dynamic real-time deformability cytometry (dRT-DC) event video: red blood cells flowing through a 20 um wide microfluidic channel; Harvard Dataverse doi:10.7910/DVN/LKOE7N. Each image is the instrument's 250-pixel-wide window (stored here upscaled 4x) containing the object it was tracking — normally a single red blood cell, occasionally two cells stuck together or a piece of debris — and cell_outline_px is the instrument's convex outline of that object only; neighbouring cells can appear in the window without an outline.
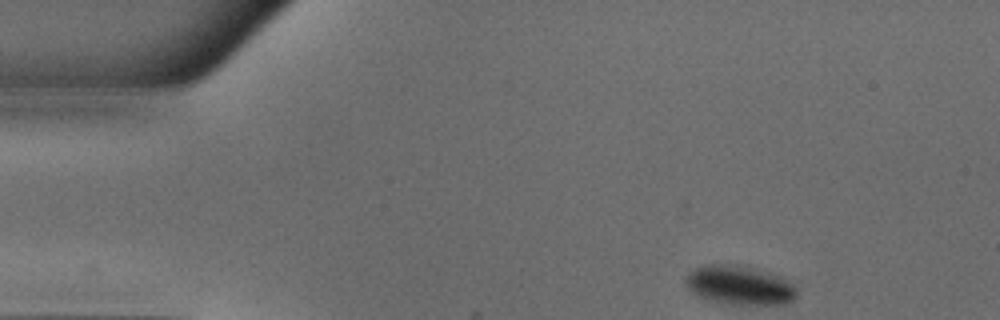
{"species": "common noctule bat (a hibernating species)", "species_latin": "Nyctalus noctula", "temperature_condition": "warm", "stored_images_in_passage": 46, "segment_of_instrument_passage": [1, 2], "camera_frame_rate_fps": 3000, "um_per_image_px": 0.085, "animal": {"sex": "male", "body_mass_g": 18.8}, "frame": {"image": 1, "passage_image": 1, "time_ms": 0.0, "image_size_px": [1000, 320], "cell_outline_px": [[796, 296], [792, 300], [784, 304], [724, 304], [708, 300], [692, 292], [684, 284], [684, 276], [688, 272], [704, 264], [736, 264], [756, 268], [780, 276], [796, 284]], "centroid_in_image_um": [62.84, 24.23], "position_along_channel_um": 22.2, "area_um2": 25.72}}
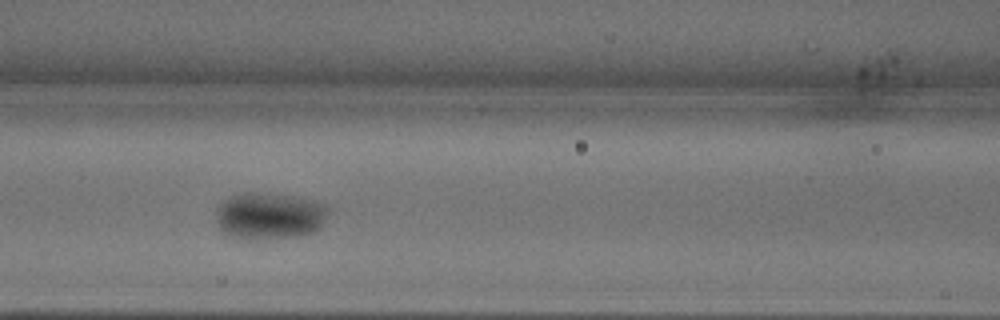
{"frame": {"image": 2, "passage_image": 16, "time_ms": 5.0, "image_size_px": [1000, 320], "cell_outline_px": [[328, 212], [324, 224], [320, 228], [312, 232], [292, 236], [228, 236], [220, 228], [216, 220], [216, 208], [224, 200], [232, 196], [244, 192], [252, 192], [284, 196], [312, 200], [324, 204], [328, 208]], "centroid_in_image_um": [22.9, 18.31], "position_along_channel_um": 143.7, "area_um2": 29.42}}
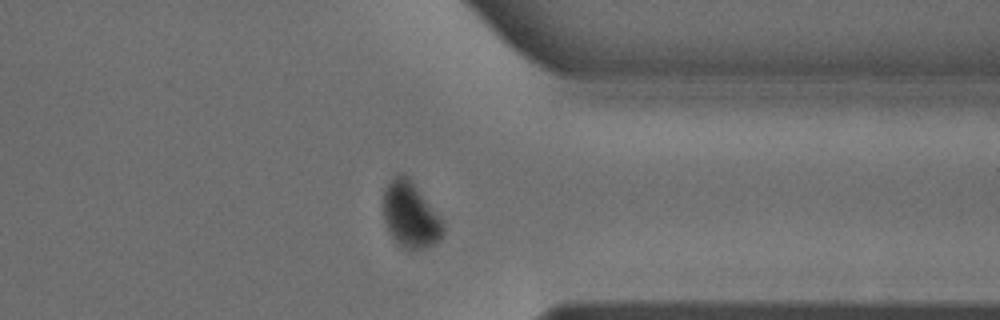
{"frame": {"image": 3, "passage_image": 34, "time_ms": 11.0, "image_size_px": [1000, 320], "cell_outline_px": [[444, 232], [432, 244], [424, 248], [404, 248], [392, 236], [384, 220], [380, 204], [384, 188], [388, 180], [396, 172], [404, 172], [412, 180], [444, 220]], "centroid_in_image_um": [34.84, 18.15], "position_along_channel_um": 376.6, "area_um2": 23.47}}